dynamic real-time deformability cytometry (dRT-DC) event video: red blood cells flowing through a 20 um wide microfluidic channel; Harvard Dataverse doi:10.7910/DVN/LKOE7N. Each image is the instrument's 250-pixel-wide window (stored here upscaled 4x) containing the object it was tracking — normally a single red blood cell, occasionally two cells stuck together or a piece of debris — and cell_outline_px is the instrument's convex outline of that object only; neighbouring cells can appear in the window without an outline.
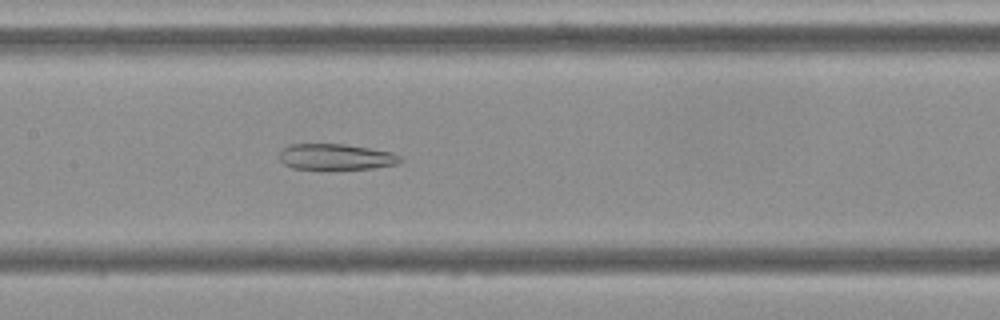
{"species": "Egyptian fruit bat (a non-hibernating species)", "species_latin": "Rousettus aegyptiacus", "temperature_condition": "cold", "stored_images_in_passage": 55, "camera_frame_rate_fps": 3000, "um_per_image_px": 0.085, "frame": {"image": 1, "passage_image": 26, "time_ms": 8.333, "image_size_px": [1000, 320], "cell_outline_px": [[404, 160], [396, 164], [372, 168], [292, 168], [284, 164], [280, 160], [280, 148], [292, 144], [344, 144], [392, 152], [400, 156]], "centroid_in_image_um": [28.54, 13.31], "position_along_channel_um": 178.9, "area_um2": 17.98}}
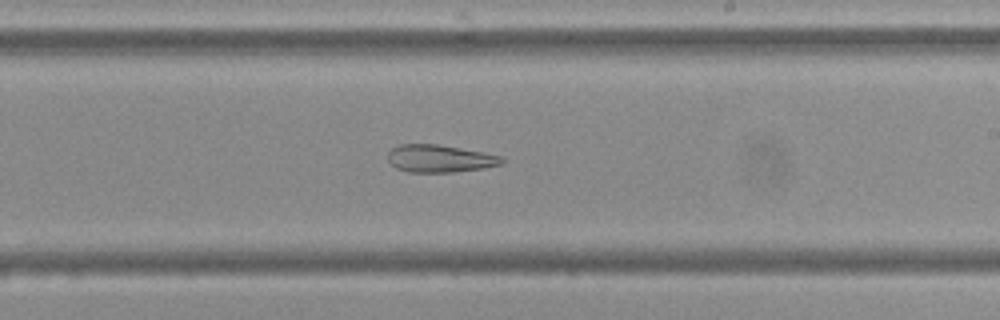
{"frame": {"image": 2, "passage_image": 32, "time_ms": 10.333, "image_size_px": [1000, 320], "cell_outline_px": [[504, 164], [484, 168], [456, 172], [408, 172], [396, 168], [388, 160], [388, 152], [392, 148], [400, 144], [436, 144], [484, 152], [504, 156]], "centroid_in_image_um": [37.42, 13.48], "position_along_channel_um": 251.6, "area_um2": 18.44}}
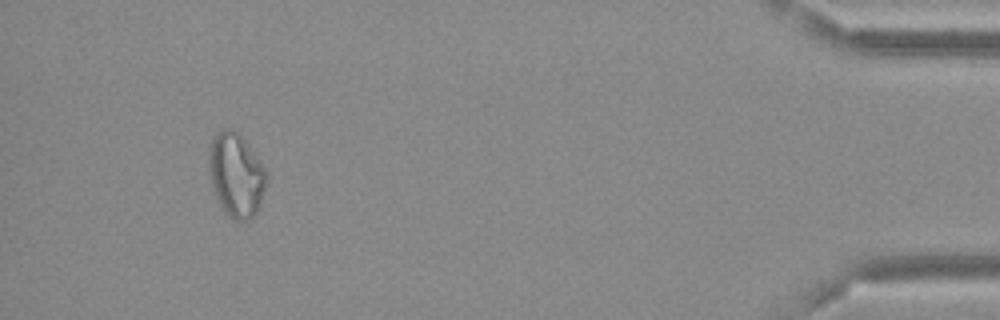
{"frame": {"image": 3, "passage_image": 51, "time_ms": 16.667, "image_size_px": [1000, 320], "cell_outline_px": [[268, 172], [264, 192], [260, 204], [256, 212], [248, 220], [232, 220], [224, 212], [216, 196], [212, 184], [208, 168], [208, 148], [216, 132], [224, 128], [236, 128], [260, 160]], "centroid_in_image_um": [20.06, 14.83], "position_along_channel_um": 415.1, "area_um2": 28.5}, "authors_computed_cell_mechanics": {"area_um2": 25.9522, "velocity_mm_per_s": 3.6485, "shape_relaxation_time_tau1_ms": null, "shape_relaxation_time_tau2_ms": 10.7831, "deformation_change_tau1": null, "deformation_change_tau2": 0.2256}}